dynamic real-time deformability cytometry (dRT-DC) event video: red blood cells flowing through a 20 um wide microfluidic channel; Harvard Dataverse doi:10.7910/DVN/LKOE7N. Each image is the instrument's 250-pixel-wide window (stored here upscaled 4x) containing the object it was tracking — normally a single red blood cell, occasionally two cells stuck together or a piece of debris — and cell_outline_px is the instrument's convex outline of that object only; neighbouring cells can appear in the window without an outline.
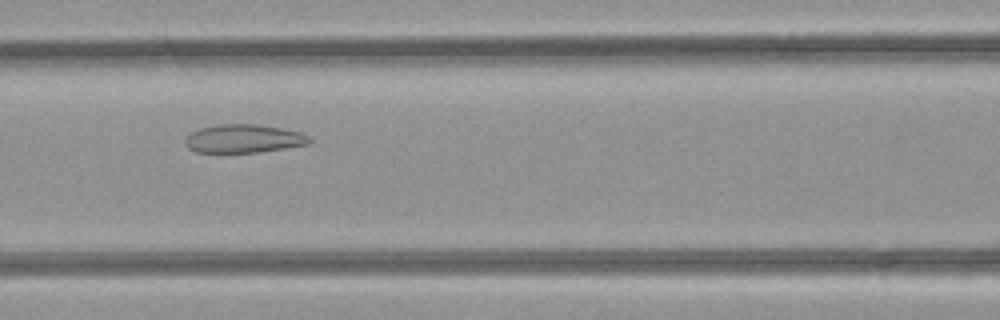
{"species": "common noctule bat (a hibernating species)", "species_latin": "Nyctalus noctula", "temperature_condition": "room temperature", "stored_images_in_passage": 32, "camera_frame_rate_fps": 3000, "um_per_image_px": 0.085, "animal": {"sex": "female", "body_mass_g": 21.9}, "frame": {"image": 1, "passage_image": 9, "time_ms": 2.667, "image_size_px": [1000, 320], "cell_outline_px": [[312, 140], [308, 144], [260, 152], [196, 152], [188, 148], [184, 144], [184, 140], [192, 132], [200, 128], [220, 124], [256, 124], [280, 128], [300, 132], [308, 136]], "centroid_in_image_um": [20.69, 11.78], "position_along_channel_um": 145.9, "area_um2": 20.4}}
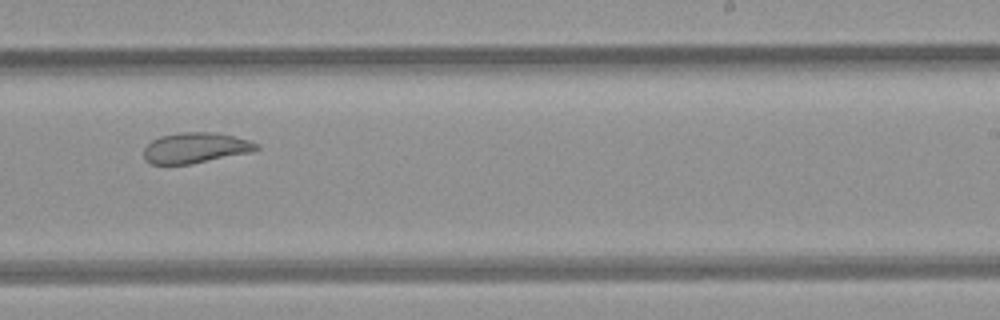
{"frame": {"image": 2, "passage_image": 18, "time_ms": 5.667, "image_size_px": [1000, 320], "cell_outline_px": [[260, 148], [252, 152], [192, 164], [152, 164], [144, 160], [144, 148], [152, 140], [160, 136], [180, 132], [216, 132], [248, 140], [260, 144]], "centroid_in_image_um": [16.62, 12.57], "position_along_channel_um": 272.4, "area_um2": 20.17}}
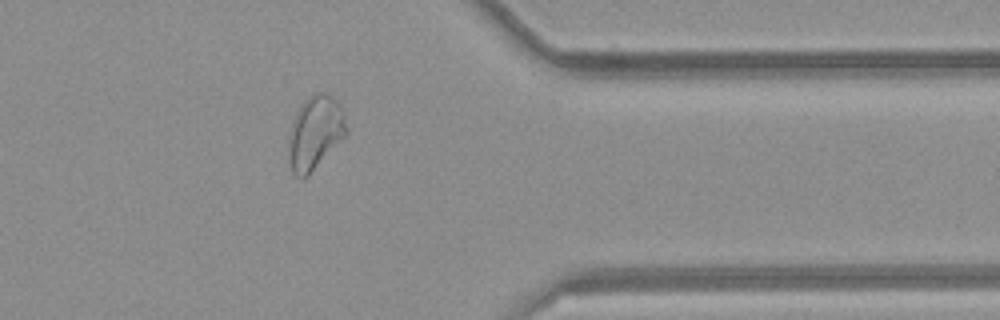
{"frame": {"image": 3, "passage_image": 27, "time_ms": 8.667, "image_size_px": [1000, 320], "cell_outline_px": [[348, 132], [308, 176], [304, 180], [300, 180], [292, 172], [288, 156], [288, 140], [292, 120], [300, 104], [308, 96], [316, 92], [324, 92], [332, 96], [340, 104], [344, 112], [348, 128]], "centroid_in_image_um": [26.77, 11.27], "position_along_channel_um": 384.6, "area_um2": 25.2}}